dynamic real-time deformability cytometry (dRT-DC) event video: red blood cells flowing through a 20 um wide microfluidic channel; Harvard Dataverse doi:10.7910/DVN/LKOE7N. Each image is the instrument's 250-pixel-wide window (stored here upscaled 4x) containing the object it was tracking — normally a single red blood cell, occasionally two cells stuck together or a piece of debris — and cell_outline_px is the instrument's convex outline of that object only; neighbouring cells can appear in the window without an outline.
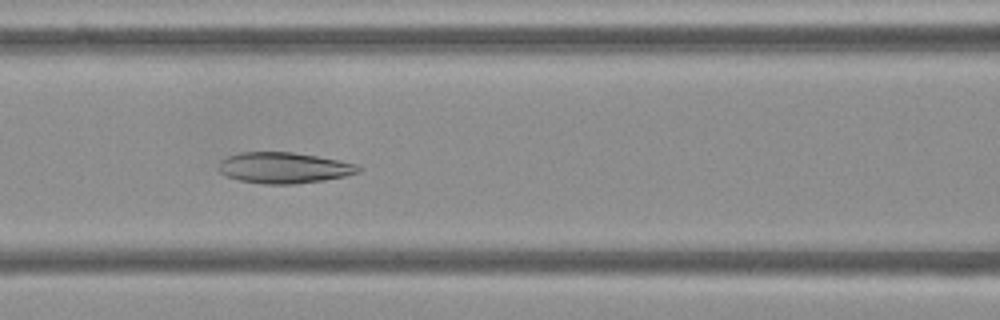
{"species": "Egyptian fruit bat (a non-hibernating species)", "species_latin": "Rousettus aegyptiacus", "temperature_condition": "cold", "stored_images_in_passage": 53, "camera_frame_rate_fps": 3000, "um_per_image_px": 0.085, "frame": {"image": 1, "passage_image": 22, "time_ms": 7.0, "image_size_px": [1000, 320], "cell_outline_px": [[364, 168], [360, 172], [344, 176], [324, 180], [296, 184], [264, 184], [240, 180], [228, 176], [220, 172], [216, 168], [220, 160], [228, 156], [240, 152], [292, 152], [340, 160], [356, 164]], "centroid_in_image_um": [24.14, 14.26], "position_along_channel_um": 142.5, "area_um2": 25.32}}
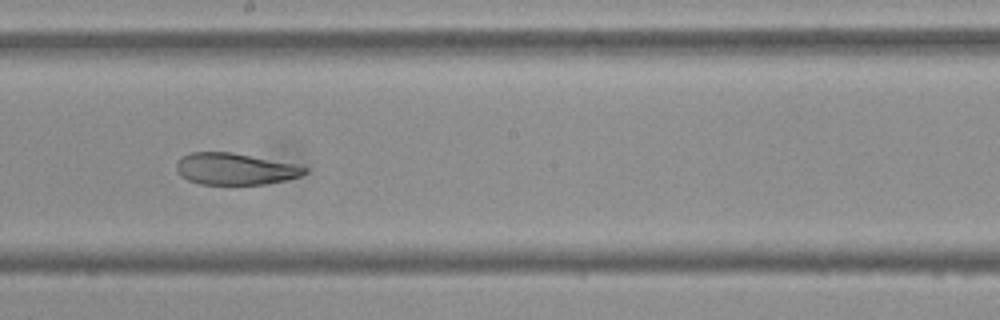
{"frame": {"image": 2, "passage_image": 29, "time_ms": 9.333, "image_size_px": [1000, 320], "cell_outline_px": [[308, 172], [300, 176], [284, 180], [264, 184], [200, 184], [188, 180], [180, 176], [176, 172], [176, 164], [184, 156], [192, 152], [232, 152], [292, 164], [308, 168]], "centroid_in_image_um": [19.95, 14.36], "position_along_channel_um": 228.3, "area_um2": 23.35}}
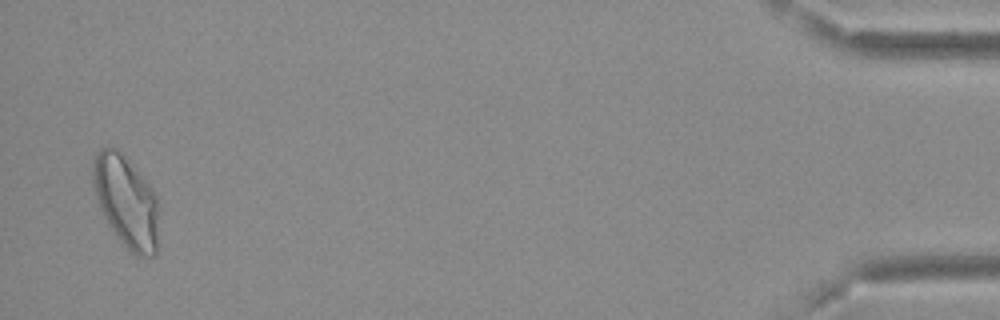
{"frame": {"image": 3, "passage_image": 52, "time_ms": 17.0, "image_size_px": [1000, 320], "cell_outline_px": [[160, 208], [156, 256], [136, 256], [128, 252], [116, 236], [100, 212], [92, 184], [92, 160], [96, 152], [100, 148], [108, 144], [116, 148], [144, 176], [156, 192], [160, 204]], "centroid_in_image_um": [10.74, 17.12], "position_along_channel_um": 424.5, "area_um2": 36.7}, "authors_computed_cell_mechanics": {"area_um2": 28.6688, "velocity_mm_per_s": 3.6759, "shape_relaxation_time_tau1_ms": null, "shape_relaxation_time_tau2_ms": 2.4316, "deformation_change_tau1": null, "deformation_change_tau2": 0.0742}}